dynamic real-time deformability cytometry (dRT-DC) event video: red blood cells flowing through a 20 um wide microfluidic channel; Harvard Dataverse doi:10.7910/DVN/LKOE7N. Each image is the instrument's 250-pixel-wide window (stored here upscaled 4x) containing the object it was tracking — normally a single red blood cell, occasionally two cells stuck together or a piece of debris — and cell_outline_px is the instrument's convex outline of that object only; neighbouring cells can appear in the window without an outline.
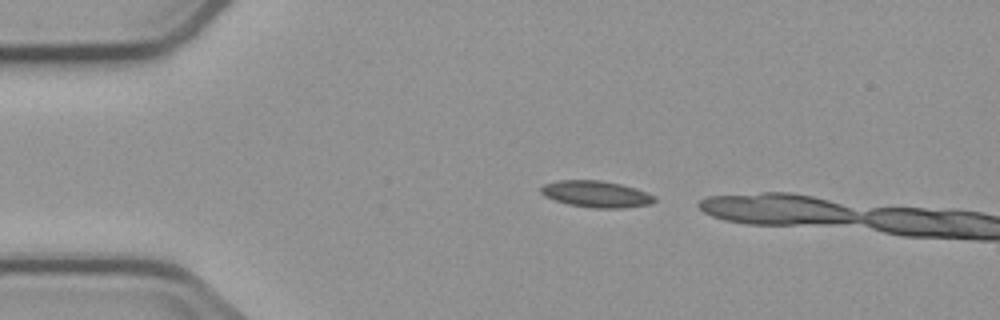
{"species": "common noctule bat (a hibernating species)", "species_latin": "Nyctalus noctula", "temperature_condition": "cold", "stored_images_in_passage": 4, "segment_of_instrument_passage": [2, 2], "camera_frame_rate_fps": 3000, "um_per_image_px": 0.085, "animal": {"sex": "male", "body_mass_g": 23.1, "forearm_length_mm": 52.7}, "frame": {"image": 1, "passage_image": 4, "time_ms": 4.667, "image_size_px": [1000, 320], "cell_outline_px": [[656, 200], [652, 204], [624, 208], [592, 208], [568, 204], [544, 196], [540, 192], [540, 188], [544, 184], [560, 180], [600, 180], [620, 184], [656, 196]], "centroid_in_image_um": [50.67, 16.5], "position_along_channel_um": 34.3, "area_um2": 17.46}}